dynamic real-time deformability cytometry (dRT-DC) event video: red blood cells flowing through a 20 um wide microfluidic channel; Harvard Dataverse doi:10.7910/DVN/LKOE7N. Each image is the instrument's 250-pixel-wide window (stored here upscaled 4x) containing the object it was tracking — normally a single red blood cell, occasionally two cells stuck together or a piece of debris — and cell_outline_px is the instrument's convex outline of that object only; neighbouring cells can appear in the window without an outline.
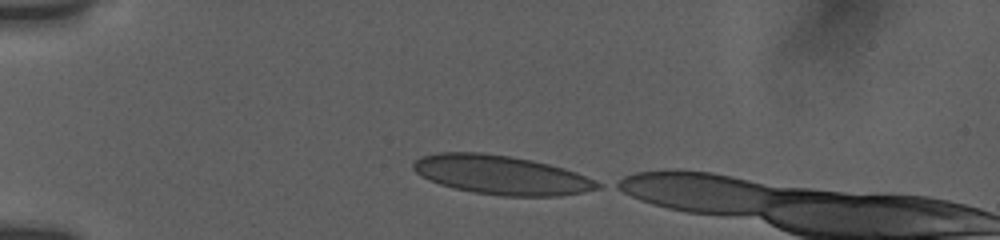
{"species": "human", "species_latin": "Homo sapiens", "temperature_condition": "room temperature", "stored_images_in_passage": 10, "segment_of_instrument_passage": [1, 2], "camera_frame_rate_fps": 3000, "um_per_image_px": 0.085, "donor": {"sex": "female"}, "frame": {"image": 1, "passage_image": 1, "time_ms": 0.0, "image_size_px": [1000, 240], "cell_outline_px": [[604, 184], [600, 188], [584, 192], [560, 196], [504, 196], [476, 192], [456, 188], [440, 184], [428, 180], [420, 176], [412, 168], [412, 160], [420, 156], [436, 152], [484, 152], [532, 160], [564, 168], [576, 172], [596, 180]], "centroid_in_image_um": [42.59, 14.86], "position_along_channel_um": 42.4, "area_um2": 42.14}}
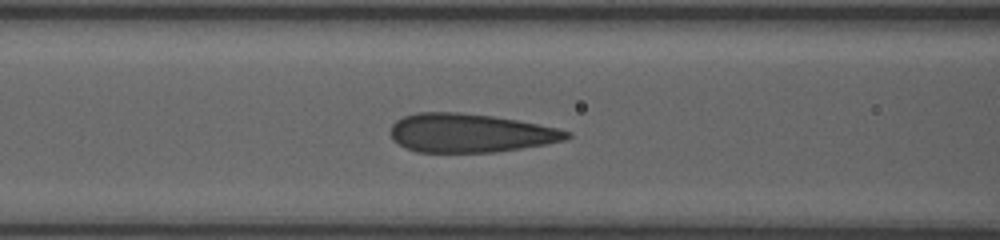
{"frame": {"image": 2, "passage_image": 7, "time_ms": 3.333, "image_size_px": [1000, 240], "cell_outline_px": [[572, 136], [568, 140], [496, 152], [416, 152], [404, 148], [392, 140], [388, 132], [392, 124], [396, 120], [404, 116], [416, 112], [460, 112], [492, 116], [516, 120], [560, 128], [572, 132]], "centroid_in_image_um": [39.93, 11.3], "position_along_channel_um": 126.7, "area_um2": 40.17}}
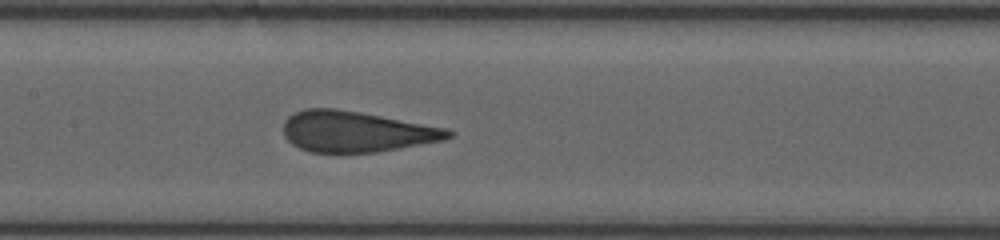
{"frame": {"image": 3, "passage_image": 9, "time_ms": 4.667, "image_size_px": [1000, 240], "cell_outline_px": [[456, 132], [452, 136], [444, 140], [376, 152], [312, 152], [300, 148], [292, 144], [284, 136], [284, 120], [288, 116], [304, 108], [336, 108], [360, 112], [448, 128]], "centroid_in_image_um": [30.29, 11.17], "position_along_channel_um": 177.1, "area_um2": 39.19}}